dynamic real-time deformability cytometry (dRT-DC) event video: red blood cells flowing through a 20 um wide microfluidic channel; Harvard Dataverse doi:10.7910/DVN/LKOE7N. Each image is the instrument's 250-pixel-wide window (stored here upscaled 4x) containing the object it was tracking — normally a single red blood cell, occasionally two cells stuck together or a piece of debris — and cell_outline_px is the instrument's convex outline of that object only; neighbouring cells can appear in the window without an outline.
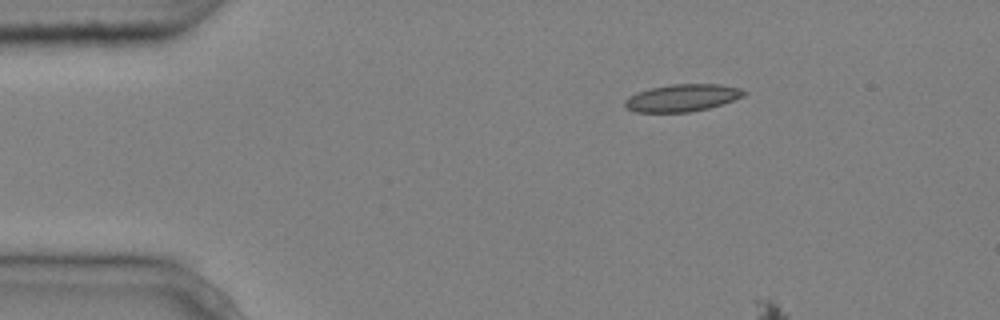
{"species": "common noctule bat (a hibernating species)", "species_latin": "Nyctalus noctula", "temperature_condition": "cold", "stored_images_in_passage": 5, "camera_frame_rate_fps": 3000, "um_per_image_px": 0.085, "animal": {"sex": "male", "body_mass_g": 20.4}, "frame": {"image": 1, "passage_image": 5, "time_ms": 1.333, "image_size_px": [1000, 320], "cell_outline_px": [[748, 92], [744, 96], [708, 108], [688, 112], [636, 112], [628, 108], [624, 104], [624, 100], [628, 96], [636, 92], [652, 88], [672, 84], [720, 84], [740, 88]], "centroid_in_image_um": [57.98, 8.31], "position_along_channel_um": 27.0, "area_um2": 18.79}}